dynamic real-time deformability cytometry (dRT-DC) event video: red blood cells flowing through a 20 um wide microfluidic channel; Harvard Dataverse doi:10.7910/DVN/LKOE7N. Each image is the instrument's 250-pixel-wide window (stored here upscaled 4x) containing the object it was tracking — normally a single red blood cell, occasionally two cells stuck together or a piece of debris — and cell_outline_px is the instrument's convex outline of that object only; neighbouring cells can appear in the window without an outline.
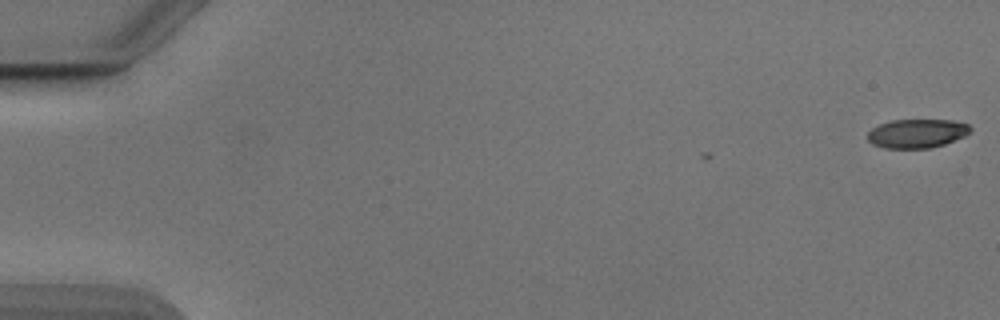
{"species": "Egyptian fruit bat (a non-hibernating species)", "species_latin": "Rousettus aegyptiacus", "temperature_condition": "cold", "stored_images_in_passage": 3, "camera_frame_rate_fps": 3000, "um_per_image_px": 0.085, "animal": {"sex": "male"}, "frame": {"image": 1, "passage_image": 1, "time_ms": 0.0, "image_size_px": [1000, 320], "cell_outline_px": [[972, 128], [964, 136], [944, 144], [928, 148], [884, 148], [872, 144], [868, 140], [868, 132], [872, 128], [888, 120], [952, 120], [968, 124]], "centroid_in_image_um": [77.91, 11.34], "position_along_channel_um": 7.1, "area_um2": 17.22}}